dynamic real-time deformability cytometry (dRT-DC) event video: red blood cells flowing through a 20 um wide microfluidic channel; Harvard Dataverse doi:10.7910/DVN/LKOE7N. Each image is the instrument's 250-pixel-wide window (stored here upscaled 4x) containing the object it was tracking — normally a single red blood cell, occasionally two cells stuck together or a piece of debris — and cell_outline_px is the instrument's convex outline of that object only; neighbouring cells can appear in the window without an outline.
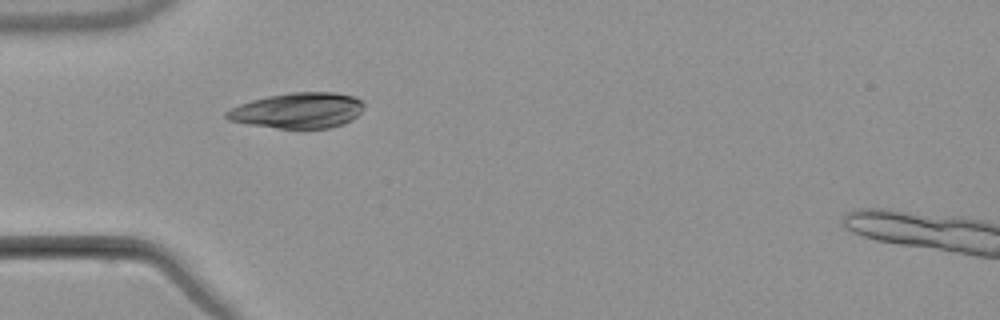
{"species": "common noctule bat (a hibernating species)", "species_latin": "Nyctalus noctula", "temperature_condition": "warm", "stored_images_in_passage": 2, "camera_frame_rate_fps": 3000, "um_per_image_px": 0.085, "animal": {"sex": "male", "body_mass_g": 21.5, "forearm_length_mm": 52.0}, "frame": {"image": 1, "passage_image": 2, "time_ms": 1.0, "image_size_px": [1000, 320], "cell_outline_px": [[364, 108], [352, 120], [344, 124], [328, 128], [276, 128], [248, 124], [228, 120], [224, 116], [224, 112], [240, 104], [252, 100], [268, 96], [288, 92], [336, 92], [356, 96], [364, 100]], "centroid_in_image_um": [25.36, 9.38], "position_along_channel_um": 59.6, "area_um2": 28.73}}